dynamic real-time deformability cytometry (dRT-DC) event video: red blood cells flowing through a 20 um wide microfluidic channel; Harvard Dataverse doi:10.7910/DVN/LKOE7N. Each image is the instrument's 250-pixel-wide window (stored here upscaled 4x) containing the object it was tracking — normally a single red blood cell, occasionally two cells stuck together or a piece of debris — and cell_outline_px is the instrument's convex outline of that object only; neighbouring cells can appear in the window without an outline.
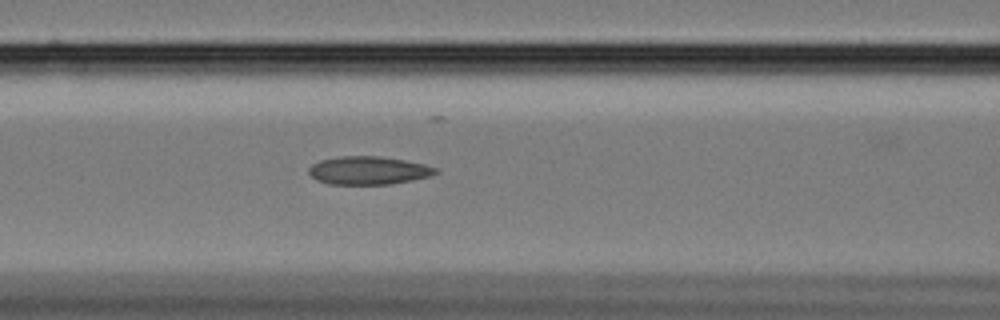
{"species": "Egyptian fruit bat (a non-hibernating species)", "species_latin": "Rousettus aegyptiacus", "temperature_condition": "cold", "stored_images_in_passage": 49, "camera_frame_rate_fps": 3000, "um_per_image_px": 0.085, "animal": {"sex": "female"}, "frame": {"image": 1, "passage_image": 16, "time_ms": 5.0, "image_size_px": [1000, 320], "cell_outline_px": [[440, 172], [428, 176], [412, 180], [392, 184], [328, 184], [316, 180], [308, 172], [308, 168], [312, 164], [320, 160], [340, 156], [380, 156], [404, 160], [424, 164], [436, 168]], "centroid_in_image_um": [31.29, 14.49], "position_along_channel_um": 135.3, "area_um2": 20.81}}
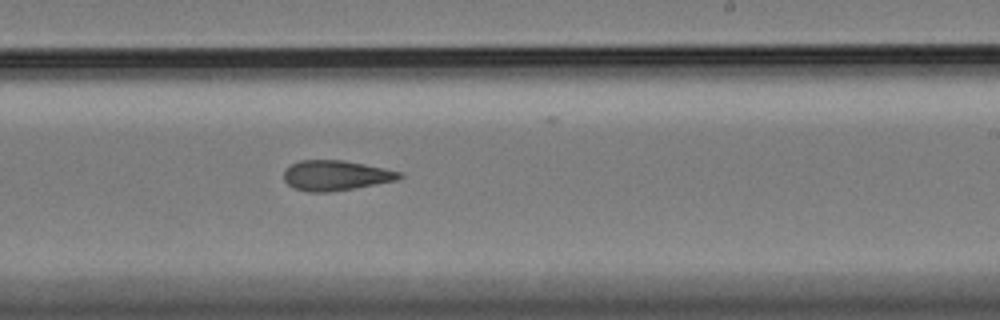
{"frame": {"image": 2, "passage_image": 27, "time_ms": 8.667, "image_size_px": [1000, 320], "cell_outline_px": [[404, 176], [396, 180], [352, 188], [328, 192], [308, 192], [292, 188], [284, 180], [284, 172], [292, 164], [300, 160], [344, 160], [404, 172]], "centroid_in_image_um": [28.54, 14.91], "position_along_channel_um": 260.5, "area_um2": 20.17}}
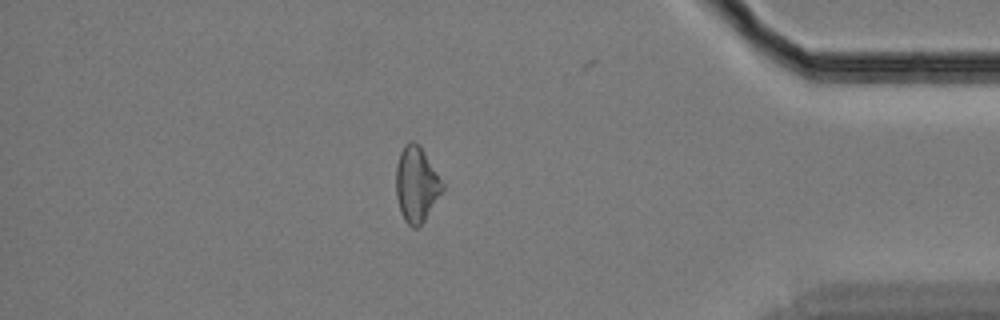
{"frame": {"image": 3, "passage_image": 42, "time_ms": 13.667, "image_size_px": [1000, 320], "cell_outline_px": [[444, 188], [424, 220], [416, 228], [412, 228], [404, 220], [400, 212], [396, 196], [396, 164], [400, 152], [404, 144], [412, 140], [420, 144], [444, 184]], "centroid_in_image_um": [35.38, 15.64], "position_along_channel_um": 399.8, "area_um2": 20.4}, "authors_computed_cell_mechanics": {"area_um2": 20.7502, "velocity_mm_per_s": 3.4184, "shape_relaxation_time_tau1_ms": null, "shape_relaxation_time_tau2_ms": 4.8219, "deformation_change_tau1": null, "deformation_change_tau2": 0.1243}}